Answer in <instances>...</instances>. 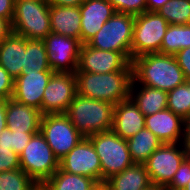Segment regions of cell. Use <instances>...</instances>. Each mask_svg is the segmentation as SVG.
Masks as SVG:
<instances>
[{"instance_id":"6da1fadb","label":"cell","mask_w":190,"mask_h":190,"mask_svg":"<svg viewBox=\"0 0 190 190\" xmlns=\"http://www.w3.org/2000/svg\"><path fill=\"white\" fill-rule=\"evenodd\" d=\"M133 80L169 92L187 80L174 55L148 53L131 61Z\"/></svg>"},{"instance_id":"7a4b0ae2","label":"cell","mask_w":190,"mask_h":190,"mask_svg":"<svg viewBox=\"0 0 190 190\" xmlns=\"http://www.w3.org/2000/svg\"><path fill=\"white\" fill-rule=\"evenodd\" d=\"M77 94L116 105L129 98L132 64L125 71L88 73L75 71Z\"/></svg>"},{"instance_id":"3957f363","label":"cell","mask_w":190,"mask_h":190,"mask_svg":"<svg viewBox=\"0 0 190 190\" xmlns=\"http://www.w3.org/2000/svg\"><path fill=\"white\" fill-rule=\"evenodd\" d=\"M114 106L76 93L65 115L82 136L89 137L112 130Z\"/></svg>"},{"instance_id":"277c9868","label":"cell","mask_w":190,"mask_h":190,"mask_svg":"<svg viewBox=\"0 0 190 190\" xmlns=\"http://www.w3.org/2000/svg\"><path fill=\"white\" fill-rule=\"evenodd\" d=\"M47 0H15L12 32L30 40H44L51 32Z\"/></svg>"},{"instance_id":"5b68a950","label":"cell","mask_w":190,"mask_h":190,"mask_svg":"<svg viewBox=\"0 0 190 190\" xmlns=\"http://www.w3.org/2000/svg\"><path fill=\"white\" fill-rule=\"evenodd\" d=\"M101 163V186L112 176L134 164L126 139L112 130L95 133L88 137Z\"/></svg>"},{"instance_id":"8992f818","label":"cell","mask_w":190,"mask_h":190,"mask_svg":"<svg viewBox=\"0 0 190 190\" xmlns=\"http://www.w3.org/2000/svg\"><path fill=\"white\" fill-rule=\"evenodd\" d=\"M134 23V15L116 12L86 44L99 50L121 52L131 62Z\"/></svg>"},{"instance_id":"52a82bcc","label":"cell","mask_w":190,"mask_h":190,"mask_svg":"<svg viewBox=\"0 0 190 190\" xmlns=\"http://www.w3.org/2000/svg\"><path fill=\"white\" fill-rule=\"evenodd\" d=\"M19 161L20 168L39 186L59 169V160L40 132L32 136Z\"/></svg>"},{"instance_id":"ba28073f","label":"cell","mask_w":190,"mask_h":190,"mask_svg":"<svg viewBox=\"0 0 190 190\" xmlns=\"http://www.w3.org/2000/svg\"><path fill=\"white\" fill-rule=\"evenodd\" d=\"M168 27V22L157 12L147 11L136 15L131 43V61L144 54L161 53L162 40Z\"/></svg>"},{"instance_id":"9c48e42d","label":"cell","mask_w":190,"mask_h":190,"mask_svg":"<svg viewBox=\"0 0 190 190\" xmlns=\"http://www.w3.org/2000/svg\"><path fill=\"white\" fill-rule=\"evenodd\" d=\"M40 133L59 161L84 138L65 114L42 115Z\"/></svg>"},{"instance_id":"30bf717a","label":"cell","mask_w":190,"mask_h":190,"mask_svg":"<svg viewBox=\"0 0 190 190\" xmlns=\"http://www.w3.org/2000/svg\"><path fill=\"white\" fill-rule=\"evenodd\" d=\"M177 143H163L144 163L152 185L166 187L186 158L184 146Z\"/></svg>"},{"instance_id":"8fae6325","label":"cell","mask_w":190,"mask_h":190,"mask_svg":"<svg viewBox=\"0 0 190 190\" xmlns=\"http://www.w3.org/2000/svg\"><path fill=\"white\" fill-rule=\"evenodd\" d=\"M48 64L53 72L75 73L81 43L74 38L50 32L43 40Z\"/></svg>"},{"instance_id":"7c38bea8","label":"cell","mask_w":190,"mask_h":190,"mask_svg":"<svg viewBox=\"0 0 190 190\" xmlns=\"http://www.w3.org/2000/svg\"><path fill=\"white\" fill-rule=\"evenodd\" d=\"M76 93L75 73L54 72L43 94L42 115L65 114Z\"/></svg>"},{"instance_id":"4fadbf2b","label":"cell","mask_w":190,"mask_h":190,"mask_svg":"<svg viewBox=\"0 0 190 190\" xmlns=\"http://www.w3.org/2000/svg\"><path fill=\"white\" fill-rule=\"evenodd\" d=\"M59 167L71 174L88 176L101 186L100 159L88 137H84L59 161Z\"/></svg>"},{"instance_id":"5bb4252c","label":"cell","mask_w":190,"mask_h":190,"mask_svg":"<svg viewBox=\"0 0 190 190\" xmlns=\"http://www.w3.org/2000/svg\"><path fill=\"white\" fill-rule=\"evenodd\" d=\"M131 62L121 53L109 50H99L81 44L77 70L88 73H111L125 71Z\"/></svg>"},{"instance_id":"9a60e30c","label":"cell","mask_w":190,"mask_h":190,"mask_svg":"<svg viewBox=\"0 0 190 190\" xmlns=\"http://www.w3.org/2000/svg\"><path fill=\"white\" fill-rule=\"evenodd\" d=\"M53 71L25 73L14 81L13 99L21 104L37 108L42 113V100L45 88Z\"/></svg>"},{"instance_id":"2e32d148","label":"cell","mask_w":190,"mask_h":190,"mask_svg":"<svg viewBox=\"0 0 190 190\" xmlns=\"http://www.w3.org/2000/svg\"><path fill=\"white\" fill-rule=\"evenodd\" d=\"M80 7V43L86 44L116 10L108 0H84Z\"/></svg>"},{"instance_id":"e0dca14e","label":"cell","mask_w":190,"mask_h":190,"mask_svg":"<svg viewBox=\"0 0 190 190\" xmlns=\"http://www.w3.org/2000/svg\"><path fill=\"white\" fill-rule=\"evenodd\" d=\"M145 128L155 134L162 143H179L180 137L183 141L184 119L169 109L145 116Z\"/></svg>"},{"instance_id":"ac0fdd59","label":"cell","mask_w":190,"mask_h":190,"mask_svg":"<svg viewBox=\"0 0 190 190\" xmlns=\"http://www.w3.org/2000/svg\"><path fill=\"white\" fill-rule=\"evenodd\" d=\"M145 128V116L129 97L114 106L112 131L128 139Z\"/></svg>"},{"instance_id":"d6986e66","label":"cell","mask_w":190,"mask_h":190,"mask_svg":"<svg viewBox=\"0 0 190 190\" xmlns=\"http://www.w3.org/2000/svg\"><path fill=\"white\" fill-rule=\"evenodd\" d=\"M7 128L15 132H40L42 113L37 108L6 100Z\"/></svg>"},{"instance_id":"ffe728a7","label":"cell","mask_w":190,"mask_h":190,"mask_svg":"<svg viewBox=\"0 0 190 190\" xmlns=\"http://www.w3.org/2000/svg\"><path fill=\"white\" fill-rule=\"evenodd\" d=\"M49 14L51 32L77 39L80 42L81 13L79 6L50 4Z\"/></svg>"},{"instance_id":"44dd1931","label":"cell","mask_w":190,"mask_h":190,"mask_svg":"<svg viewBox=\"0 0 190 190\" xmlns=\"http://www.w3.org/2000/svg\"><path fill=\"white\" fill-rule=\"evenodd\" d=\"M26 51V38L11 33L0 43V65L16 79L21 75Z\"/></svg>"},{"instance_id":"7402d4cb","label":"cell","mask_w":190,"mask_h":190,"mask_svg":"<svg viewBox=\"0 0 190 190\" xmlns=\"http://www.w3.org/2000/svg\"><path fill=\"white\" fill-rule=\"evenodd\" d=\"M144 164L134 163L103 183V190H146L151 186Z\"/></svg>"},{"instance_id":"603a6c76","label":"cell","mask_w":190,"mask_h":190,"mask_svg":"<svg viewBox=\"0 0 190 190\" xmlns=\"http://www.w3.org/2000/svg\"><path fill=\"white\" fill-rule=\"evenodd\" d=\"M136 84L137 83L132 79L129 97L144 116H149L167 109L168 92L142 85L140 86L141 88L137 90V93L136 86H138V84Z\"/></svg>"},{"instance_id":"cb8c5ba5","label":"cell","mask_w":190,"mask_h":190,"mask_svg":"<svg viewBox=\"0 0 190 190\" xmlns=\"http://www.w3.org/2000/svg\"><path fill=\"white\" fill-rule=\"evenodd\" d=\"M100 185L88 176L71 174L59 169L47 179L40 190H96Z\"/></svg>"},{"instance_id":"d4e9b609","label":"cell","mask_w":190,"mask_h":190,"mask_svg":"<svg viewBox=\"0 0 190 190\" xmlns=\"http://www.w3.org/2000/svg\"><path fill=\"white\" fill-rule=\"evenodd\" d=\"M130 156L134 163L144 164L150 155L158 149L162 141L147 128L137 132L126 140Z\"/></svg>"},{"instance_id":"484cf974","label":"cell","mask_w":190,"mask_h":190,"mask_svg":"<svg viewBox=\"0 0 190 190\" xmlns=\"http://www.w3.org/2000/svg\"><path fill=\"white\" fill-rule=\"evenodd\" d=\"M52 71L47 60V50L43 40L26 38V51L21 74Z\"/></svg>"},{"instance_id":"4316f807","label":"cell","mask_w":190,"mask_h":190,"mask_svg":"<svg viewBox=\"0 0 190 190\" xmlns=\"http://www.w3.org/2000/svg\"><path fill=\"white\" fill-rule=\"evenodd\" d=\"M188 47H190V24H169L162 40L161 54L175 55Z\"/></svg>"},{"instance_id":"83f0119b","label":"cell","mask_w":190,"mask_h":190,"mask_svg":"<svg viewBox=\"0 0 190 190\" xmlns=\"http://www.w3.org/2000/svg\"><path fill=\"white\" fill-rule=\"evenodd\" d=\"M168 24H190V0H169L156 11Z\"/></svg>"},{"instance_id":"f1b7e54d","label":"cell","mask_w":190,"mask_h":190,"mask_svg":"<svg viewBox=\"0 0 190 190\" xmlns=\"http://www.w3.org/2000/svg\"><path fill=\"white\" fill-rule=\"evenodd\" d=\"M167 109L183 119L190 117V80L168 92Z\"/></svg>"},{"instance_id":"f546056e","label":"cell","mask_w":190,"mask_h":190,"mask_svg":"<svg viewBox=\"0 0 190 190\" xmlns=\"http://www.w3.org/2000/svg\"><path fill=\"white\" fill-rule=\"evenodd\" d=\"M0 190H40V186L19 168L0 172Z\"/></svg>"},{"instance_id":"4dcf8cb0","label":"cell","mask_w":190,"mask_h":190,"mask_svg":"<svg viewBox=\"0 0 190 190\" xmlns=\"http://www.w3.org/2000/svg\"><path fill=\"white\" fill-rule=\"evenodd\" d=\"M36 133L38 132H15L6 128L0 134V146L8 147L20 156L32 136Z\"/></svg>"},{"instance_id":"1f68e13d","label":"cell","mask_w":190,"mask_h":190,"mask_svg":"<svg viewBox=\"0 0 190 190\" xmlns=\"http://www.w3.org/2000/svg\"><path fill=\"white\" fill-rule=\"evenodd\" d=\"M116 12L132 14L134 16L147 12L146 0H108Z\"/></svg>"},{"instance_id":"d6a6232c","label":"cell","mask_w":190,"mask_h":190,"mask_svg":"<svg viewBox=\"0 0 190 190\" xmlns=\"http://www.w3.org/2000/svg\"><path fill=\"white\" fill-rule=\"evenodd\" d=\"M190 181V161L186 157L174 174L172 181L165 187L166 190H183Z\"/></svg>"},{"instance_id":"836d02e7","label":"cell","mask_w":190,"mask_h":190,"mask_svg":"<svg viewBox=\"0 0 190 190\" xmlns=\"http://www.w3.org/2000/svg\"><path fill=\"white\" fill-rule=\"evenodd\" d=\"M20 168L19 155L8 147L0 146V172Z\"/></svg>"},{"instance_id":"e575fe53","label":"cell","mask_w":190,"mask_h":190,"mask_svg":"<svg viewBox=\"0 0 190 190\" xmlns=\"http://www.w3.org/2000/svg\"><path fill=\"white\" fill-rule=\"evenodd\" d=\"M15 79L0 65V100H8L14 94Z\"/></svg>"},{"instance_id":"d590c367","label":"cell","mask_w":190,"mask_h":190,"mask_svg":"<svg viewBox=\"0 0 190 190\" xmlns=\"http://www.w3.org/2000/svg\"><path fill=\"white\" fill-rule=\"evenodd\" d=\"M174 56L186 80H190V47L180 50Z\"/></svg>"},{"instance_id":"8d00e7d4","label":"cell","mask_w":190,"mask_h":190,"mask_svg":"<svg viewBox=\"0 0 190 190\" xmlns=\"http://www.w3.org/2000/svg\"><path fill=\"white\" fill-rule=\"evenodd\" d=\"M15 0H0V17L12 22L14 16Z\"/></svg>"},{"instance_id":"74e56055","label":"cell","mask_w":190,"mask_h":190,"mask_svg":"<svg viewBox=\"0 0 190 190\" xmlns=\"http://www.w3.org/2000/svg\"><path fill=\"white\" fill-rule=\"evenodd\" d=\"M12 33V24L8 19L0 17V43Z\"/></svg>"},{"instance_id":"f35d334b","label":"cell","mask_w":190,"mask_h":190,"mask_svg":"<svg viewBox=\"0 0 190 190\" xmlns=\"http://www.w3.org/2000/svg\"><path fill=\"white\" fill-rule=\"evenodd\" d=\"M184 138L183 146L186 151H190V117L184 119Z\"/></svg>"},{"instance_id":"ab89813d","label":"cell","mask_w":190,"mask_h":190,"mask_svg":"<svg viewBox=\"0 0 190 190\" xmlns=\"http://www.w3.org/2000/svg\"><path fill=\"white\" fill-rule=\"evenodd\" d=\"M84 0H47L51 5L58 6H80Z\"/></svg>"},{"instance_id":"60d3db41","label":"cell","mask_w":190,"mask_h":190,"mask_svg":"<svg viewBox=\"0 0 190 190\" xmlns=\"http://www.w3.org/2000/svg\"><path fill=\"white\" fill-rule=\"evenodd\" d=\"M6 100H0V134L7 128L6 123Z\"/></svg>"},{"instance_id":"b9f144b4","label":"cell","mask_w":190,"mask_h":190,"mask_svg":"<svg viewBox=\"0 0 190 190\" xmlns=\"http://www.w3.org/2000/svg\"><path fill=\"white\" fill-rule=\"evenodd\" d=\"M169 0H146L147 2V11L156 12L158 9L163 7L165 3Z\"/></svg>"},{"instance_id":"7bdbcfd3","label":"cell","mask_w":190,"mask_h":190,"mask_svg":"<svg viewBox=\"0 0 190 190\" xmlns=\"http://www.w3.org/2000/svg\"><path fill=\"white\" fill-rule=\"evenodd\" d=\"M146 190H166L165 187H161V186H156V185H151L149 188H147Z\"/></svg>"},{"instance_id":"ee69618b","label":"cell","mask_w":190,"mask_h":190,"mask_svg":"<svg viewBox=\"0 0 190 190\" xmlns=\"http://www.w3.org/2000/svg\"><path fill=\"white\" fill-rule=\"evenodd\" d=\"M183 190H190V181H188Z\"/></svg>"},{"instance_id":"f6af8a7d","label":"cell","mask_w":190,"mask_h":190,"mask_svg":"<svg viewBox=\"0 0 190 190\" xmlns=\"http://www.w3.org/2000/svg\"><path fill=\"white\" fill-rule=\"evenodd\" d=\"M186 157H187L188 160L190 161V151H186Z\"/></svg>"},{"instance_id":"bcb514c9","label":"cell","mask_w":190,"mask_h":190,"mask_svg":"<svg viewBox=\"0 0 190 190\" xmlns=\"http://www.w3.org/2000/svg\"><path fill=\"white\" fill-rule=\"evenodd\" d=\"M96 190H103V187L99 186Z\"/></svg>"}]
</instances>
